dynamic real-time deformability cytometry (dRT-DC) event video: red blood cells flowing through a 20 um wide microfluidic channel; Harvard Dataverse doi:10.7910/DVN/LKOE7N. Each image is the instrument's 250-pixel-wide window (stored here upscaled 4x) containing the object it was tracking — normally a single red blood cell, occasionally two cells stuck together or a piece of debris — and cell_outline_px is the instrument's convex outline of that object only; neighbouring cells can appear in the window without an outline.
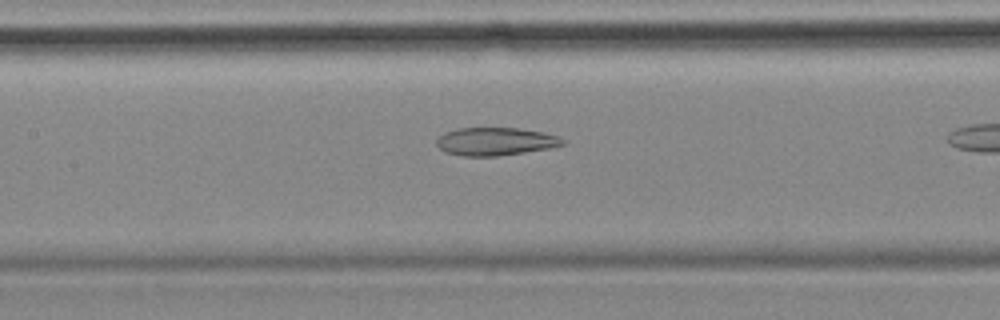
{"species": "common noctule bat (a hibernating species)", "species_latin": "Nyctalus noctula", "temperature_condition": "cold", "stored_images_in_passage": 21, "camera_frame_rate_fps": 3000, "um_per_image_px": 0.085, "animal": {"sex": "female", "body_mass_g": 18.4}, "frame": {"image": 1, "passage_image": 12, "time_ms": 3.667, "image_size_px": [1000, 320], "cell_outline_px": [[564, 144], [548, 148], [524, 152], [496, 156], [464, 156], [444, 152], [436, 144], [436, 140], [444, 132], [460, 128], [516, 128], [544, 132], [556, 136], [564, 140]], "centroid_in_image_um": [42.07, 12.02], "position_along_channel_um": 165.3, "area_um2": 20.35}}
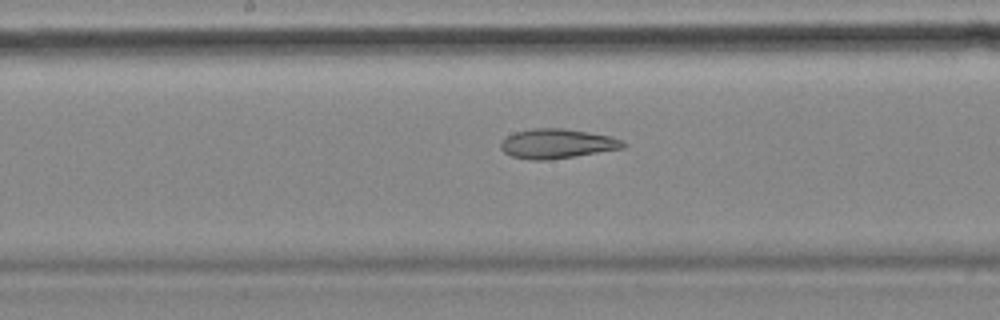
{"frame": {"image": 2, "passage_image": 15, "time_ms": 4.667, "image_size_px": [1000, 320], "cell_outline_px": [[628, 144], [624, 148], [548, 160], [532, 160], [512, 156], [504, 152], [500, 148], [500, 140], [512, 132], [536, 128], [564, 128], [612, 136], [624, 140]], "centroid_in_image_um": [47.34, 12.2], "position_along_channel_um": 200.9, "area_um2": 21.27}}